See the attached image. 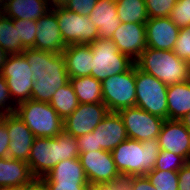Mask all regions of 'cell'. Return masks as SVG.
Instances as JSON below:
<instances>
[{
	"instance_id": "ba28073f",
	"label": "cell",
	"mask_w": 190,
	"mask_h": 190,
	"mask_svg": "<svg viewBox=\"0 0 190 190\" xmlns=\"http://www.w3.org/2000/svg\"><path fill=\"white\" fill-rule=\"evenodd\" d=\"M101 85L103 103L109 112L136 105L135 64L124 73L106 78Z\"/></svg>"
},
{
	"instance_id": "7a4b0ae2",
	"label": "cell",
	"mask_w": 190,
	"mask_h": 190,
	"mask_svg": "<svg viewBox=\"0 0 190 190\" xmlns=\"http://www.w3.org/2000/svg\"><path fill=\"white\" fill-rule=\"evenodd\" d=\"M73 158H79L77 137L63 130L54 138L35 137L27 163L38 180L60 161Z\"/></svg>"
},
{
	"instance_id": "8d00e7d4",
	"label": "cell",
	"mask_w": 190,
	"mask_h": 190,
	"mask_svg": "<svg viewBox=\"0 0 190 190\" xmlns=\"http://www.w3.org/2000/svg\"><path fill=\"white\" fill-rule=\"evenodd\" d=\"M125 190H157L147 176H130L123 180Z\"/></svg>"
},
{
	"instance_id": "d6986e66",
	"label": "cell",
	"mask_w": 190,
	"mask_h": 190,
	"mask_svg": "<svg viewBox=\"0 0 190 190\" xmlns=\"http://www.w3.org/2000/svg\"><path fill=\"white\" fill-rule=\"evenodd\" d=\"M147 47L173 51L180 28L170 17L149 18L145 23Z\"/></svg>"
},
{
	"instance_id": "3957f363",
	"label": "cell",
	"mask_w": 190,
	"mask_h": 190,
	"mask_svg": "<svg viewBox=\"0 0 190 190\" xmlns=\"http://www.w3.org/2000/svg\"><path fill=\"white\" fill-rule=\"evenodd\" d=\"M157 138L138 141L127 138L111 151L117 170L125 179L152 172L160 152Z\"/></svg>"
},
{
	"instance_id": "7c38bea8",
	"label": "cell",
	"mask_w": 190,
	"mask_h": 190,
	"mask_svg": "<svg viewBox=\"0 0 190 190\" xmlns=\"http://www.w3.org/2000/svg\"><path fill=\"white\" fill-rule=\"evenodd\" d=\"M127 136L140 142L159 137L164 119L134 106L120 110Z\"/></svg>"
},
{
	"instance_id": "6da1fadb",
	"label": "cell",
	"mask_w": 190,
	"mask_h": 190,
	"mask_svg": "<svg viewBox=\"0 0 190 190\" xmlns=\"http://www.w3.org/2000/svg\"><path fill=\"white\" fill-rule=\"evenodd\" d=\"M22 54L34 75L31 100L49 103L57 89L69 81L63 55L33 48Z\"/></svg>"
},
{
	"instance_id": "ab89813d",
	"label": "cell",
	"mask_w": 190,
	"mask_h": 190,
	"mask_svg": "<svg viewBox=\"0 0 190 190\" xmlns=\"http://www.w3.org/2000/svg\"><path fill=\"white\" fill-rule=\"evenodd\" d=\"M46 190H87L89 184L41 183Z\"/></svg>"
},
{
	"instance_id": "2e32d148",
	"label": "cell",
	"mask_w": 190,
	"mask_h": 190,
	"mask_svg": "<svg viewBox=\"0 0 190 190\" xmlns=\"http://www.w3.org/2000/svg\"><path fill=\"white\" fill-rule=\"evenodd\" d=\"M158 140L161 150L175 153L190 162V132L180 120H165Z\"/></svg>"
},
{
	"instance_id": "f546056e",
	"label": "cell",
	"mask_w": 190,
	"mask_h": 190,
	"mask_svg": "<svg viewBox=\"0 0 190 190\" xmlns=\"http://www.w3.org/2000/svg\"><path fill=\"white\" fill-rule=\"evenodd\" d=\"M146 176L157 190H179L176 171L153 170Z\"/></svg>"
},
{
	"instance_id": "bcb514c9",
	"label": "cell",
	"mask_w": 190,
	"mask_h": 190,
	"mask_svg": "<svg viewBox=\"0 0 190 190\" xmlns=\"http://www.w3.org/2000/svg\"><path fill=\"white\" fill-rule=\"evenodd\" d=\"M8 58V54L0 47V71L3 68L5 61Z\"/></svg>"
},
{
	"instance_id": "83f0119b",
	"label": "cell",
	"mask_w": 190,
	"mask_h": 190,
	"mask_svg": "<svg viewBox=\"0 0 190 190\" xmlns=\"http://www.w3.org/2000/svg\"><path fill=\"white\" fill-rule=\"evenodd\" d=\"M49 104L63 120L75 111L79 102L70 81L57 89Z\"/></svg>"
},
{
	"instance_id": "60d3db41",
	"label": "cell",
	"mask_w": 190,
	"mask_h": 190,
	"mask_svg": "<svg viewBox=\"0 0 190 190\" xmlns=\"http://www.w3.org/2000/svg\"><path fill=\"white\" fill-rule=\"evenodd\" d=\"M178 182L179 190H190V162L178 171Z\"/></svg>"
},
{
	"instance_id": "8992f818",
	"label": "cell",
	"mask_w": 190,
	"mask_h": 190,
	"mask_svg": "<svg viewBox=\"0 0 190 190\" xmlns=\"http://www.w3.org/2000/svg\"><path fill=\"white\" fill-rule=\"evenodd\" d=\"M89 45L93 52L90 76L101 82L108 77L128 71L135 64L129 56L119 52L111 39L98 38Z\"/></svg>"
},
{
	"instance_id": "d590c367",
	"label": "cell",
	"mask_w": 190,
	"mask_h": 190,
	"mask_svg": "<svg viewBox=\"0 0 190 190\" xmlns=\"http://www.w3.org/2000/svg\"><path fill=\"white\" fill-rule=\"evenodd\" d=\"M16 106L10 95L7 81L0 74V111L6 114L15 113Z\"/></svg>"
},
{
	"instance_id": "277c9868",
	"label": "cell",
	"mask_w": 190,
	"mask_h": 190,
	"mask_svg": "<svg viewBox=\"0 0 190 190\" xmlns=\"http://www.w3.org/2000/svg\"><path fill=\"white\" fill-rule=\"evenodd\" d=\"M135 65L167 86L190 80V65L170 50L146 47Z\"/></svg>"
},
{
	"instance_id": "d4e9b609",
	"label": "cell",
	"mask_w": 190,
	"mask_h": 190,
	"mask_svg": "<svg viewBox=\"0 0 190 190\" xmlns=\"http://www.w3.org/2000/svg\"><path fill=\"white\" fill-rule=\"evenodd\" d=\"M168 120H182L190 112V80L167 89Z\"/></svg>"
},
{
	"instance_id": "f1b7e54d",
	"label": "cell",
	"mask_w": 190,
	"mask_h": 190,
	"mask_svg": "<svg viewBox=\"0 0 190 190\" xmlns=\"http://www.w3.org/2000/svg\"><path fill=\"white\" fill-rule=\"evenodd\" d=\"M0 47L8 54H22L26 47L19 40L12 19L4 14L0 17Z\"/></svg>"
},
{
	"instance_id": "e575fe53",
	"label": "cell",
	"mask_w": 190,
	"mask_h": 190,
	"mask_svg": "<svg viewBox=\"0 0 190 190\" xmlns=\"http://www.w3.org/2000/svg\"><path fill=\"white\" fill-rule=\"evenodd\" d=\"M173 52L190 65V26L180 28Z\"/></svg>"
},
{
	"instance_id": "cb8c5ba5",
	"label": "cell",
	"mask_w": 190,
	"mask_h": 190,
	"mask_svg": "<svg viewBox=\"0 0 190 190\" xmlns=\"http://www.w3.org/2000/svg\"><path fill=\"white\" fill-rule=\"evenodd\" d=\"M50 10L48 0H6L3 14L11 19L37 21Z\"/></svg>"
},
{
	"instance_id": "30bf717a",
	"label": "cell",
	"mask_w": 190,
	"mask_h": 190,
	"mask_svg": "<svg viewBox=\"0 0 190 190\" xmlns=\"http://www.w3.org/2000/svg\"><path fill=\"white\" fill-rule=\"evenodd\" d=\"M58 20L62 39L66 46L90 44L98 39V29L89 16H82L64 7L52 9Z\"/></svg>"
},
{
	"instance_id": "8fae6325",
	"label": "cell",
	"mask_w": 190,
	"mask_h": 190,
	"mask_svg": "<svg viewBox=\"0 0 190 190\" xmlns=\"http://www.w3.org/2000/svg\"><path fill=\"white\" fill-rule=\"evenodd\" d=\"M89 184L123 182L110 151L98 150L79 154Z\"/></svg>"
},
{
	"instance_id": "681fc988",
	"label": "cell",
	"mask_w": 190,
	"mask_h": 190,
	"mask_svg": "<svg viewBox=\"0 0 190 190\" xmlns=\"http://www.w3.org/2000/svg\"><path fill=\"white\" fill-rule=\"evenodd\" d=\"M6 0H0V8H3L5 5Z\"/></svg>"
},
{
	"instance_id": "b9f144b4",
	"label": "cell",
	"mask_w": 190,
	"mask_h": 190,
	"mask_svg": "<svg viewBox=\"0 0 190 190\" xmlns=\"http://www.w3.org/2000/svg\"><path fill=\"white\" fill-rule=\"evenodd\" d=\"M10 138L6 126L3 124L0 127V158L8 157V147Z\"/></svg>"
},
{
	"instance_id": "7402d4cb",
	"label": "cell",
	"mask_w": 190,
	"mask_h": 190,
	"mask_svg": "<svg viewBox=\"0 0 190 190\" xmlns=\"http://www.w3.org/2000/svg\"><path fill=\"white\" fill-rule=\"evenodd\" d=\"M62 55L69 78L90 76L93 52L89 44L68 45Z\"/></svg>"
},
{
	"instance_id": "c3c4849f",
	"label": "cell",
	"mask_w": 190,
	"mask_h": 190,
	"mask_svg": "<svg viewBox=\"0 0 190 190\" xmlns=\"http://www.w3.org/2000/svg\"><path fill=\"white\" fill-rule=\"evenodd\" d=\"M7 114L0 111V127L3 125L4 120L6 118Z\"/></svg>"
},
{
	"instance_id": "ac0fdd59",
	"label": "cell",
	"mask_w": 190,
	"mask_h": 190,
	"mask_svg": "<svg viewBox=\"0 0 190 190\" xmlns=\"http://www.w3.org/2000/svg\"><path fill=\"white\" fill-rule=\"evenodd\" d=\"M66 47L57 17L51 9L36 21V38L33 49L62 54Z\"/></svg>"
},
{
	"instance_id": "52a82bcc",
	"label": "cell",
	"mask_w": 190,
	"mask_h": 190,
	"mask_svg": "<svg viewBox=\"0 0 190 190\" xmlns=\"http://www.w3.org/2000/svg\"><path fill=\"white\" fill-rule=\"evenodd\" d=\"M136 105L148 113L164 120L168 119V86L153 75L135 65Z\"/></svg>"
},
{
	"instance_id": "ee69618b",
	"label": "cell",
	"mask_w": 190,
	"mask_h": 190,
	"mask_svg": "<svg viewBox=\"0 0 190 190\" xmlns=\"http://www.w3.org/2000/svg\"><path fill=\"white\" fill-rule=\"evenodd\" d=\"M69 0H48L51 9L65 7Z\"/></svg>"
},
{
	"instance_id": "484cf974",
	"label": "cell",
	"mask_w": 190,
	"mask_h": 190,
	"mask_svg": "<svg viewBox=\"0 0 190 190\" xmlns=\"http://www.w3.org/2000/svg\"><path fill=\"white\" fill-rule=\"evenodd\" d=\"M69 81L79 103H103L101 81L92 76L69 78Z\"/></svg>"
},
{
	"instance_id": "4dcf8cb0",
	"label": "cell",
	"mask_w": 190,
	"mask_h": 190,
	"mask_svg": "<svg viewBox=\"0 0 190 190\" xmlns=\"http://www.w3.org/2000/svg\"><path fill=\"white\" fill-rule=\"evenodd\" d=\"M188 161L175 153L160 150L153 170L178 172Z\"/></svg>"
},
{
	"instance_id": "4316f807",
	"label": "cell",
	"mask_w": 190,
	"mask_h": 190,
	"mask_svg": "<svg viewBox=\"0 0 190 190\" xmlns=\"http://www.w3.org/2000/svg\"><path fill=\"white\" fill-rule=\"evenodd\" d=\"M116 7L122 23L145 24L149 19L145 0H118Z\"/></svg>"
},
{
	"instance_id": "9a60e30c",
	"label": "cell",
	"mask_w": 190,
	"mask_h": 190,
	"mask_svg": "<svg viewBox=\"0 0 190 190\" xmlns=\"http://www.w3.org/2000/svg\"><path fill=\"white\" fill-rule=\"evenodd\" d=\"M111 40L120 53L136 61L147 47L145 24L121 23Z\"/></svg>"
},
{
	"instance_id": "1f68e13d",
	"label": "cell",
	"mask_w": 190,
	"mask_h": 190,
	"mask_svg": "<svg viewBox=\"0 0 190 190\" xmlns=\"http://www.w3.org/2000/svg\"><path fill=\"white\" fill-rule=\"evenodd\" d=\"M13 26L17 29L19 40L26 48H34L36 38V20L12 19Z\"/></svg>"
},
{
	"instance_id": "ffe728a7",
	"label": "cell",
	"mask_w": 190,
	"mask_h": 190,
	"mask_svg": "<svg viewBox=\"0 0 190 190\" xmlns=\"http://www.w3.org/2000/svg\"><path fill=\"white\" fill-rule=\"evenodd\" d=\"M36 180L26 161L9 157L0 158V189L22 190Z\"/></svg>"
},
{
	"instance_id": "5bb4252c",
	"label": "cell",
	"mask_w": 190,
	"mask_h": 190,
	"mask_svg": "<svg viewBox=\"0 0 190 190\" xmlns=\"http://www.w3.org/2000/svg\"><path fill=\"white\" fill-rule=\"evenodd\" d=\"M3 124L10 138L8 157L27 162L35 138L34 134L15 113L7 114Z\"/></svg>"
},
{
	"instance_id": "f6af8a7d",
	"label": "cell",
	"mask_w": 190,
	"mask_h": 190,
	"mask_svg": "<svg viewBox=\"0 0 190 190\" xmlns=\"http://www.w3.org/2000/svg\"><path fill=\"white\" fill-rule=\"evenodd\" d=\"M22 190H46V189L38 180H36L32 185L27 186Z\"/></svg>"
},
{
	"instance_id": "d6a6232c",
	"label": "cell",
	"mask_w": 190,
	"mask_h": 190,
	"mask_svg": "<svg viewBox=\"0 0 190 190\" xmlns=\"http://www.w3.org/2000/svg\"><path fill=\"white\" fill-rule=\"evenodd\" d=\"M177 0H145L149 18L169 17Z\"/></svg>"
},
{
	"instance_id": "f35d334b",
	"label": "cell",
	"mask_w": 190,
	"mask_h": 190,
	"mask_svg": "<svg viewBox=\"0 0 190 190\" xmlns=\"http://www.w3.org/2000/svg\"><path fill=\"white\" fill-rule=\"evenodd\" d=\"M79 154L96 151V141L93 132L77 137Z\"/></svg>"
},
{
	"instance_id": "e0dca14e",
	"label": "cell",
	"mask_w": 190,
	"mask_h": 190,
	"mask_svg": "<svg viewBox=\"0 0 190 190\" xmlns=\"http://www.w3.org/2000/svg\"><path fill=\"white\" fill-rule=\"evenodd\" d=\"M95 135L96 151H112L128 136L122 117L118 112H109L92 131Z\"/></svg>"
},
{
	"instance_id": "5b68a950",
	"label": "cell",
	"mask_w": 190,
	"mask_h": 190,
	"mask_svg": "<svg viewBox=\"0 0 190 190\" xmlns=\"http://www.w3.org/2000/svg\"><path fill=\"white\" fill-rule=\"evenodd\" d=\"M15 114L35 137L54 138L64 130L63 119L47 102L27 100L16 106Z\"/></svg>"
},
{
	"instance_id": "7dc6e473",
	"label": "cell",
	"mask_w": 190,
	"mask_h": 190,
	"mask_svg": "<svg viewBox=\"0 0 190 190\" xmlns=\"http://www.w3.org/2000/svg\"><path fill=\"white\" fill-rule=\"evenodd\" d=\"M186 127V129L190 132V112H188L182 120H180Z\"/></svg>"
},
{
	"instance_id": "7bdbcfd3",
	"label": "cell",
	"mask_w": 190,
	"mask_h": 190,
	"mask_svg": "<svg viewBox=\"0 0 190 190\" xmlns=\"http://www.w3.org/2000/svg\"><path fill=\"white\" fill-rule=\"evenodd\" d=\"M87 190H125V185L123 184V182L89 184Z\"/></svg>"
},
{
	"instance_id": "836d02e7",
	"label": "cell",
	"mask_w": 190,
	"mask_h": 190,
	"mask_svg": "<svg viewBox=\"0 0 190 190\" xmlns=\"http://www.w3.org/2000/svg\"><path fill=\"white\" fill-rule=\"evenodd\" d=\"M169 17L179 28L190 26V0H177Z\"/></svg>"
},
{
	"instance_id": "816d5d0a",
	"label": "cell",
	"mask_w": 190,
	"mask_h": 190,
	"mask_svg": "<svg viewBox=\"0 0 190 190\" xmlns=\"http://www.w3.org/2000/svg\"><path fill=\"white\" fill-rule=\"evenodd\" d=\"M0 190H19V189H0Z\"/></svg>"
},
{
	"instance_id": "f907efd6",
	"label": "cell",
	"mask_w": 190,
	"mask_h": 190,
	"mask_svg": "<svg viewBox=\"0 0 190 190\" xmlns=\"http://www.w3.org/2000/svg\"><path fill=\"white\" fill-rule=\"evenodd\" d=\"M3 15V8H0V17Z\"/></svg>"
},
{
	"instance_id": "9c48e42d",
	"label": "cell",
	"mask_w": 190,
	"mask_h": 190,
	"mask_svg": "<svg viewBox=\"0 0 190 190\" xmlns=\"http://www.w3.org/2000/svg\"><path fill=\"white\" fill-rule=\"evenodd\" d=\"M0 74L6 79L13 102L31 100L34 75L23 54L8 55Z\"/></svg>"
},
{
	"instance_id": "74e56055",
	"label": "cell",
	"mask_w": 190,
	"mask_h": 190,
	"mask_svg": "<svg viewBox=\"0 0 190 190\" xmlns=\"http://www.w3.org/2000/svg\"><path fill=\"white\" fill-rule=\"evenodd\" d=\"M97 0H69L64 8L82 16H89Z\"/></svg>"
},
{
	"instance_id": "44dd1931",
	"label": "cell",
	"mask_w": 190,
	"mask_h": 190,
	"mask_svg": "<svg viewBox=\"0 0 190 190\" xmlns=\"http://www.w3.org/2000/svg\"><path fill=\"white\" fill-rule=\"evenodd\" d=\"M89 17L97 27L100 39H112L113 33L122 23L118 18L116 1L113 0H97Z\"/></svg>"
},
{
	"instance_id": "603a6c76",
	"label": "cell",
	"mask_w": 190,
	"mask_h": 190,
	"mask_svg": "<svg viewBox=\"0 0 190 190\" xmlns=\"http://www.w3.org/2000/svg\"><path fill=\"white\" fill-rule=\"evenodd\" d=\"M40 183H76L89 184L79 158L60 161L45 176L38 179Z\"/></svg>"
},
{
	"instance_id": "4fadbf2b",
	"label": "cell",
	"mask_w": 190,
	"mask_h": 190,
	"mask_svg": "<svg viewBox=\"0 0 190 190\" xmlns=\"http://www.w3.org/2000/svg\"><path fill=\"white\" fill-rule=\"evenodd\" d=\"M109 113L104 103L81 104L63 122L64 131L75 137L92 132Z\"/></svg>"
}]
</instances>
